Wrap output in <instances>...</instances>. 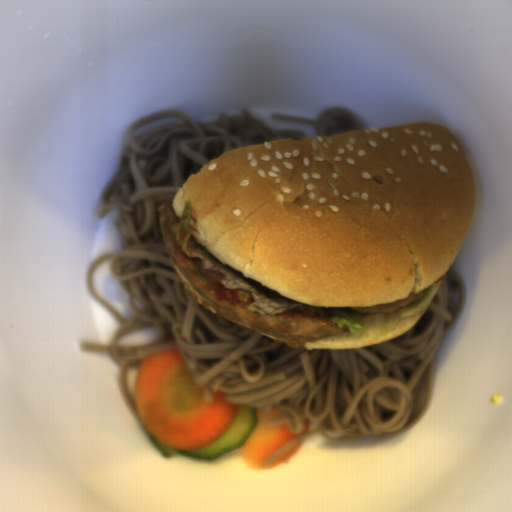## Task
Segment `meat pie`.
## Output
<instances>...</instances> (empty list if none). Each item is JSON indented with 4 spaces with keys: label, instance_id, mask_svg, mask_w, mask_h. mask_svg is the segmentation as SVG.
<instances>
[{
    "label": "meat pie",
    "instance_id": "obj_1",
    "mask_svg": "<svg viewBox=\"0 0 512 512\" xmlns=\"http://www.w3.org/2000/svg\"><path fill=\"white\" fill-rule=\"evenodd\" d=\"M159 211L160 232L164 247L171 263L177 267L191 286L202 299L209 304L218 315L248 329L257 331L283 343L287 348H302L307 343H313L323 337L338 333L349 332L348 325L339 329V324L333 318L313 317L299 309H290L275 315H257L248 310L253 304L252 296L245 303L231 304L225 300H218L213 282H221L226 278L221 272L204 270L203 259L189 257L177 246L176 235L172 227L180 219L172 201L160 205Z\"/></svg>",
    "mask_w": 512,
    "mask_h": 512
}]
</instances>
